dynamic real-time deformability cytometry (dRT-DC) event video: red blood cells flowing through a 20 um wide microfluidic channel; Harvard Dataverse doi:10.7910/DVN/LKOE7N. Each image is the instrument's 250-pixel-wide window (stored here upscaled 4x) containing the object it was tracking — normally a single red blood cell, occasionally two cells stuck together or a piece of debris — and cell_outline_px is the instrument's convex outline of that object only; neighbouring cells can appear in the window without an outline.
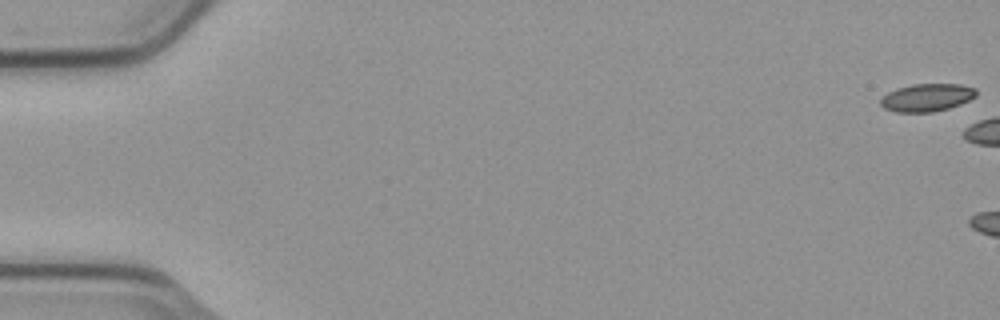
{"species": "common noctule bat (a hibernating species)", "species_latin": "Nyctalus noctula", "temperature_condition": "cold", "stored_images_in_passage": 6, "camera_frame_rate_fps": 3000, "um_per_image_px": 0.085, "animal": {"sex": "male", "body_mass_g": 23.1, "forearm_length_mm": 52.7}, "frame": {"image": 1, "passage_image": 1, "time_ms": 0.0, "image_size_px": [1000, 320], "cell_outline_px": [[976, 96], [960, 104], [948, 108], [932, 112], [896, 112], [884, 108], [880, 104], [880, 100], [888, 92], [896, 88], [912, 84], [960, 84], [976, 88]], "centroid_in_image_um": [78.77, 8.28], "position_along_channel_um": 6.2, "area_um2": 15.43}}